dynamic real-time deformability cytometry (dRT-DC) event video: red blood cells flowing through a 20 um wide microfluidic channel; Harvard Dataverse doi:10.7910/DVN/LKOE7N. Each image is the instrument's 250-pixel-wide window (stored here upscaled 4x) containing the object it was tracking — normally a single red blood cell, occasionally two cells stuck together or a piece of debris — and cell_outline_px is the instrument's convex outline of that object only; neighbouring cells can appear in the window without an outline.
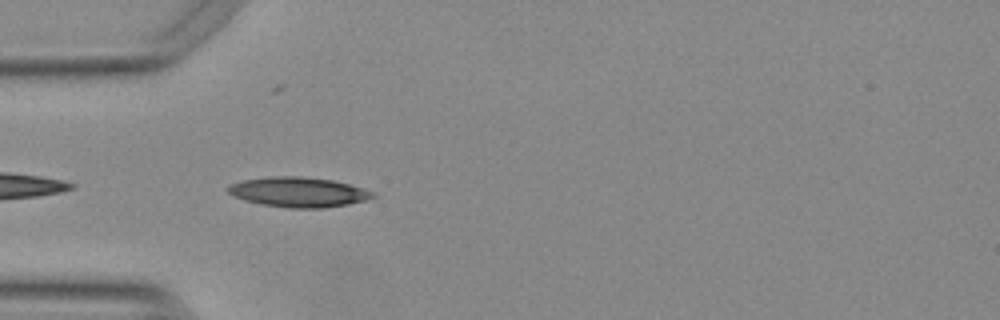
{"species": "Egyptian fruit bat (a non-hibernating species)", "species_latin": "Rousettus aegyptiacus", "temperature_condition": "warm", "stored_images_in_passage": 26, "camera_frame_rate_fps": 3000, "um_per_image_px": 0.085, "animal": {"sex": "female"}, "frame": {"image": 1, "passage_image": 1, "time_ms": 0.0, "image_size_px": [1000, 320], "cell_outline_px": [[376, 196], [364, 200], [348, 204], [320, 208], [288, 208], [260, 204], [244, 200], [232, 196], [228, 192], [228, 184], [244, 180], [268, 176], [304, 176], [332, 180], [364, 188], [376, 192]], "centroid_in_image_um": [25.35, 16.32], "position_along_channel_um": 59.7, "area_um2": 25.37}}
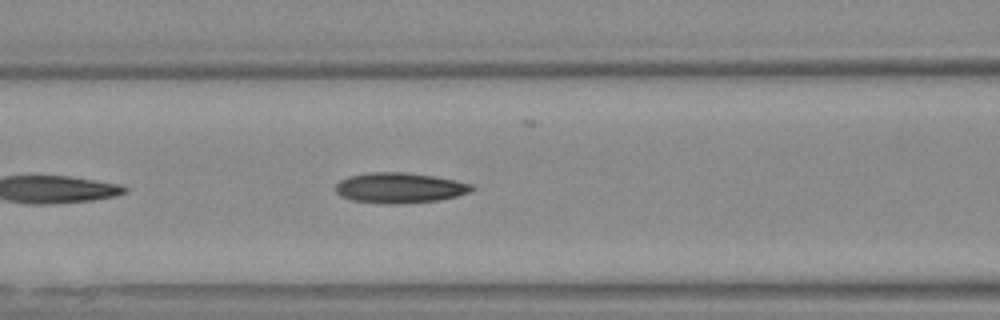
{"frame": {"image": 2, "passage_image": 7, "time_ms": 2.0, "image_size_px": [1000, 320], "cell_outline_px": [[476, 188], [468, 192], [456, 196], [440, 200], [400, 204], [384, 204], [352, 200], [340, 196], [336, 192], [336, 184], [340, 180], [348, 176], [368, 172], [404, 172], [432, 176], [456, 180], [472, 184]], "centroid_in_image_um": [33.95, 15.97], "position_along_channel_um": 132.7, "area_um2": 24.22}}
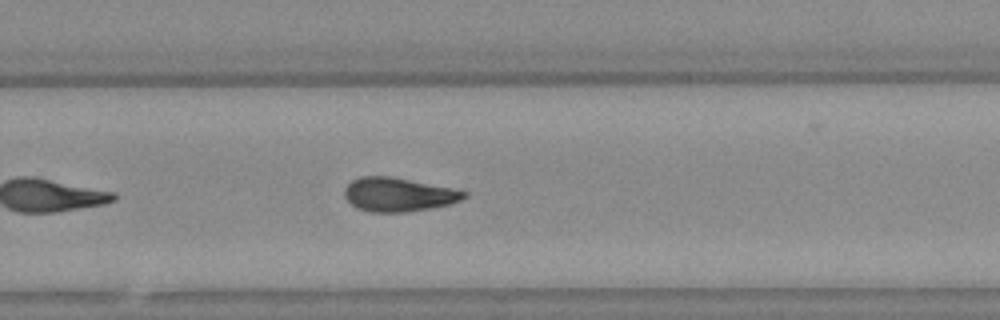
{"frame": {"image": 3, "passage_image": 20, "time_ms": 6.333, "image_size_px": [1000, 320], "cell_outline_px": [[468, 196], [460, 200], [448, 204], [432, 208], [404, 212], [372, 212], [356, 208], [344, 196], [344, 188], [352, 180], [360, 176], [392, 176], [452, 188], [468, 192]], "centroid_in_image_um": [33.85, 16.53], "position_along_channel_um": 295.9, "area_um2": 23.58}}